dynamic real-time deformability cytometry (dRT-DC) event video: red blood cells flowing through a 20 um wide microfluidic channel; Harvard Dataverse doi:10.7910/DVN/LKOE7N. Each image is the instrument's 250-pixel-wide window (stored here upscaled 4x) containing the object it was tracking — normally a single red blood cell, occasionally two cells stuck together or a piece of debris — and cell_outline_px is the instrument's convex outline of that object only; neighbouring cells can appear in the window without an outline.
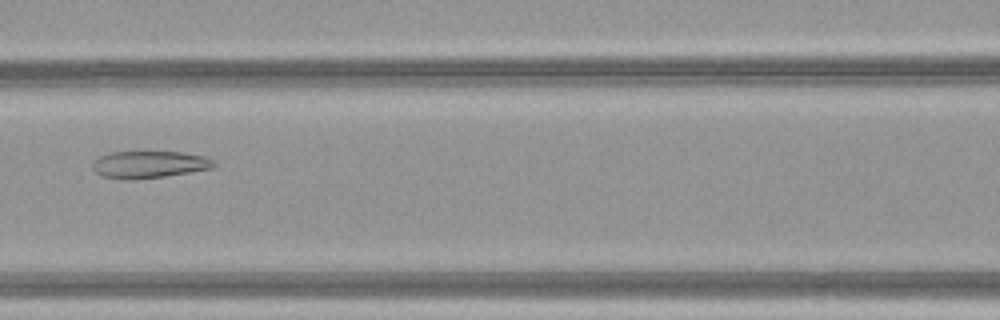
{"species": "common noctule bat (a hibernating species)", "species_latin": "Nyctalus noctula", "temperature_condition": "warm", "stored_images_in_passage": 52, "camera_frame_rate_fps": 3000, "um_per_image_px": 0.085, "animal": {"sex": "female", "body_mass_g": 21.9}, "frame": {"image": 1, "passage_image": 25, "time_ms": 8.0, "image_size_px": [1000, 320], "cell_outline_px": [[216, 168], [164, 176], [132, 180], [124, 180], [100, 176], [92, 168], [92, 160], [100, 156], [112, 152], [184, 152], [204, 156], [212, 160], [216, 164]], "centroid_in_image_um": [12.66, 13.99], "position_along_channel_um": 153.9, "area_um2": 19.36}}
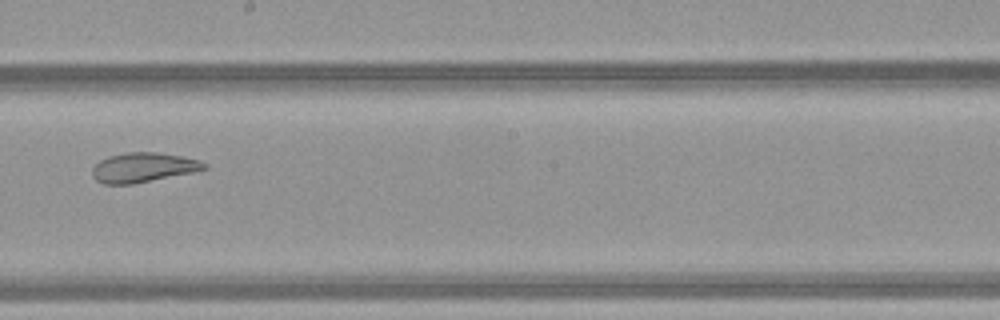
{"frame": {"image": 2, "passage_image": 31, "time_ms": 10.0, "image_size_px": [1000, 320], "cell_outline_px": [[208, 168], [192, 172], [132, 184], [104, 184], [96, 180], [92, 176], [92, 168], [100, 160], [108, 156], [128, 152], [156, 152], [184, 156], [200, 160], [208, 164]], "centroid_in_image_um": [12.18, 14.22], "position_along_channel_um": 236.0, "area_um2": 19.31}}
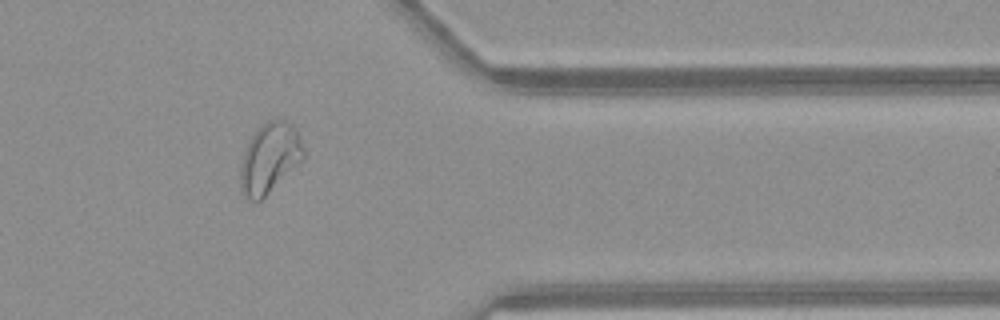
{"frame": {"image": 3, "passage_image": 43, "time_ms": 14.0, "image_size_px": [1000, 320], "cell_outline_px": [[304, 156], [256, 204], [248, 200], [240, 192], [240, 168], [244, 148], [256, 128], [268, 120], [276, 116], [288, 120], [292, 124], [300, 136], [304, 148]], "centroid_in_image_um": [22.87, 13.38], "position_along_channel_um": 388.5, "area_um2": 25.95}, "authors_computed_cell_mechanics": {"area_um2": 27.4261, "velocity_mm_per_s": 4.1163, "shape_relaxation_time_tau1_ms": null, "shape_relaxation_time_tau2_ms": 1.2615, "deformation_change_tau1": null, "deformation_change_tau2": 0.0804}}